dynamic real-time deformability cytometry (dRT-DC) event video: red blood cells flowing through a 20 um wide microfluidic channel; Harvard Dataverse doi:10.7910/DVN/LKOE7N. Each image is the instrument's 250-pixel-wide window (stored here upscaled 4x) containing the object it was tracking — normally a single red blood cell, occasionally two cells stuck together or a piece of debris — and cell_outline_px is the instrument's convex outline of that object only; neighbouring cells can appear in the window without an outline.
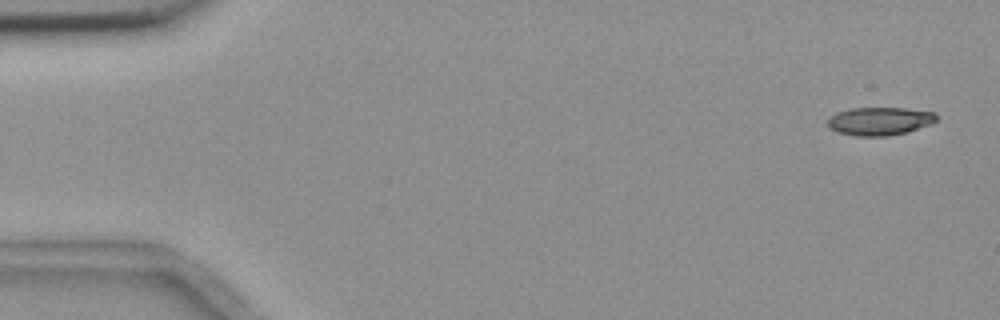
{"species": "common noctule bat (a hibernating species)", "species_latin": "Nyctalus noctula", "temperature_condition": "room temperature", "stored_images_in_passage": 5, "camera_frame_rate_fps": 3000, "um_per_image_px": 0.085, "animal": {"sex": "female", "body_mass_g": 18.4}, "frame": {"image": 1, "passage_image": 1, "time_ms": 0.0, "image_size_px": [1000, 320], "cell_outline_px": [[940, 116], [932, 124], [904, 132], [888, 136], [856, 136], [836, 132], [828, 128], [828, 120], [836, 112], [852, 108], [904, 108], [936, 112]], "centroid_in_image_um": [74.79, 10.29], "position_along_channel_um": 10.2, "area_um2": 17.92}}
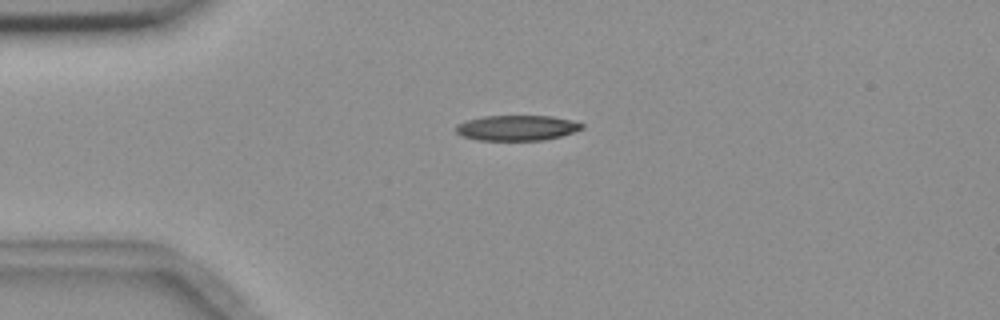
{"frame": {"image": 2, "passage_image": 4, "time_ms": 3.667, "image_size_px": [1000, 320], "cell_outline_px": [[584, 128], [560, 136], [544, 140], [476, 140], [464, 136], [456, 132], [456, 124], [464, 120], [484, 116], [552, 116], [572, 120], [584, 124]], "centroid_in_image_um": [43.92, 10.86], "position_along_channel_um": 41.1, "area_um2": 18.61}}